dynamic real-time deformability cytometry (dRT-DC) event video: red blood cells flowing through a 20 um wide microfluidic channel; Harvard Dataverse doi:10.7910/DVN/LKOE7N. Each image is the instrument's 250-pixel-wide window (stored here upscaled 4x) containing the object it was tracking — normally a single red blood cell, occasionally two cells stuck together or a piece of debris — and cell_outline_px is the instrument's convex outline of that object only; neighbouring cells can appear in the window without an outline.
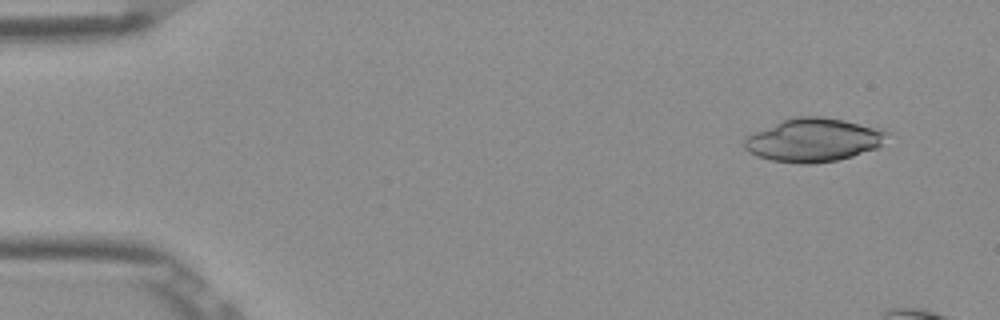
{"species": "Egyptian fruit bat (a non-hibernating species)", "species_latin": "Rousettus aegyptiacus", "temperature_condition": "room temperature", "stored_images_in_passage": 4, "camera_frame_rate_fps": 3000, "um_per_image_px": 0.085, "frame": {"image": 1, "passage_image": 1, "time_ms": 0.0, "image_size_px": [1000, 320], "cell_outline_px": [[892, 132], [880, 148], [852, 156], [836, 160], [808, 164], [800, 164], [772, 160], [756, 156], [748, 152], [744, 148], [744, 136], [752, 132], [784, 120], [796, 116], [824, 116], [884, 128]], "centroid_in_image_um": [69.21, 11.89], "position_along_channel_um": 15.8, "area_um2": 36.7}}